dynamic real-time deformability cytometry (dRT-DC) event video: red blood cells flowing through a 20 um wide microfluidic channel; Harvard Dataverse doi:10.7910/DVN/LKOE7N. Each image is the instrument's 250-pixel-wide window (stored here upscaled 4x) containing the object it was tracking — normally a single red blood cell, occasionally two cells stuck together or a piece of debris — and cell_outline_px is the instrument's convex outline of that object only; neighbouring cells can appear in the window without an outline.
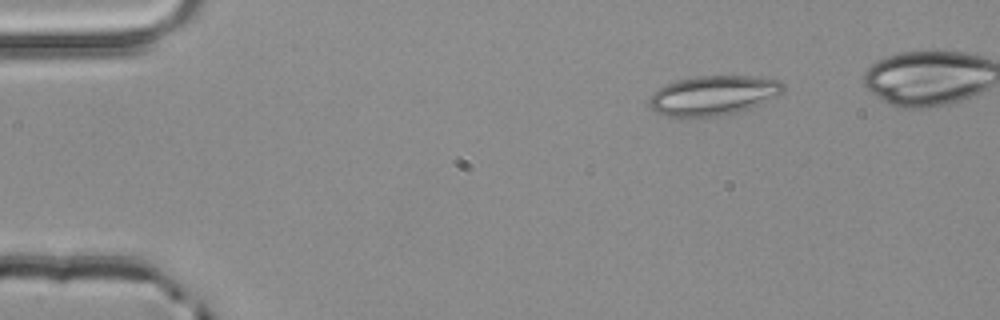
{"species": "common noctule bat (a hibernating species)", "species_latin": "Nyctalus noctula", "temperature_condition": "room temperature", "stored_images_in_passage": 3, "camera_frame_rate_fps": 3000, "um_per_image_px": 0.085, "animal": {"sex": "male", "body_mass_g": 20.4}, "frame": {"image": 1, "passage_image": 1, "time_ms": 0.0, "image_size_px": [1000, 320], "cell_outline_px": [[784, 92], [760, 104], [736, 112], [720, 116], [668, 116], [656, 112], [648, 104], [652, 96], [660, 88], [668, 84], [680, 80], [696, 76], [752, 76], [780, 80], [784, 84]], "centroid_in_image_um": [60.69, 8.1], "position_along_channel_um": 24.3, "area_um2": 30.4}}